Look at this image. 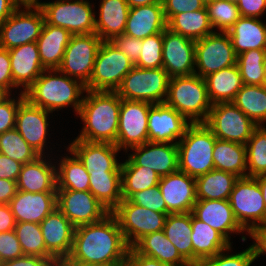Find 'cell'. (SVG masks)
Wrapping results in <instances>:
<instances>
[{
	"instance_id": "31",
	"label": "cell",
	"mask_w": 266,
	"mask_h": 266,
	"mask_svg": "<svg viewBox=\"0 0 266 266\" xmlns=\"http://www.w3.org/2000/svg\"><path fill=\"white\" fill-rule=\"evenodd\" d=\"M99 19H95V33L102 41H110L124 34L130 11L126 0H102Z\"/></svg>"
},
{
	"instance_id": "2",
	"label": "cell",
	"mask_w": 266,
	"mask_h": 266,
	"mask_svg": "<svg viewBox=\"0 0 266 266\" xmlns=\"http://www.w3.org/2000/svg\"><path fill=\"white\" fill-rule=\"evenodd\" d=\"M86 92L78 112L85 125L76 139L115 144L122 98L115 91Z\"/></svg>"
},
{
	"instance_id": "55",
	"label": "cell",
	"mask_w": 266,
	"mask_h": 266,
	"mask_svg": "<svg viewBox=\"0 0 266 266\" xmlns=\"http://www.w3.org/2000/svg\"><path fill=\"white\" fill-rule=\"evenodd\" d=\"M14 88L9 51L0 47V89L10 95Z\"/></svg>"
},
{
	"instance_id": "30",
	"label": "cell",
	"mask_w": 266,
	"mask_h": 266,
	"mask_svg": "<svg viewBox=\"0 0 266 266\" xmlns=\"http://www.w3.org/2000/svg\"><path fill=\"white\" fill-rule=\"evenodd\" d=\"M71 37L67 29L44 22L36 42L45 69H57L60 66Z\"/></svg>"
},
{
	"instance_id": "16",
	"label": "cell",
	"mask_w": 266,
	"mask_h": 266,
	"mask_svg": "<svg viewBox=\"0 0 266 266\" xmlns=\"http://www.w3.org/2000/svg\"><path fill=\"white\" fill-rule=\"evenodd\" d=\"M57 208L76 228L102 220L110 213L90 191L57 190Z\"/></svg>"
},
{
	"instance_id": "29",
	"label": "cell",
	"mask_w": 266,
	"mask_h": 266,
	"mask_svg": "<svg viewBox=\"0 0 266 266\" xmlns=\"http://www.w3.org/2000/svg\"><path fill=\"white\" fill-rule=\"evenodd\" d=\"M42 157L22 165L17 179L18 190L31 193L57 192L56 168Z\"/></svg>"
},
{
	"instance_id": "28",
	"label": "cell",
	"mask_w": 266,
	"mask_h": 266,
	"mask_svg": "<svg viewBox=\"0 0 266 266\" xmlns=\"http://www.w3.org/2000/svg\"><path fill=\"white\" fill-rule=\"evenodd\" d=\"M191 228L193 266H196L202 260L219 254L221 251L231 250V243L209 224L197 219L192 212Z\"/></svg>"
},
{
	"instance_id": "68",
	"label": "cell",
	"mask_w": 266,
	"mask_h": 266,
	"mask_svg": "<svg viewBox=\"0 0 266 266\" xmlns=\"http://www.w3.org/2000/svg\"><path fill=\"white\" fill-rule=\"evenodd\" d=\"M263 68H264V75H265V78H266V55H265V58H264Z\"/></svg>"
},
{
	"instance_id": "56",
	"label": "cell",
	"mask_w": 266,
	"mask_h": 266,
	"mask_svg": "<svg viewBox=\"0 0 266 266\" xmlns=\"http://www.w3.org/2000/svg\"><path fill=\"white\" fill-rule=\"evenodd\" d=\"M241 17L258 18L266 11V0H237Z\"/></svg>"
},
{
	"instance_id": "34",
	"label": "cell",
	"mask_w": 266,
	"mask_h": 266,
	"mask_svg": "<svg viewBox=\"0 0 266 266\" xmlns=\"http://www.w3.org/2000/svg\"><path fill=\"white\" fill-rule=\"evenodd\" d=\"M204 80L212 104L232 102L243 86L237 64L211 73Z\"/></svg>"
},
{
	"instance_id": "58",
	"label": "cell",
	"mask_w": 266,
	"mask_h": 266,
	"mask_svg": "<svg viewBox=\"0 0 266 266\" xmlns=\"http://www.w3.org/2000/svg\"><path fill=\"white\" fill-rule=\"evenodd\" d=\"M56 260V258L24 255L14 260L1 263L0 266H54Z\"/></svg>"
},
{
	"instance_id": "60",
	"label": "cell",
	"mask_w": 266,
	"mask_h": 266,
	"mask_svg": "<svg viewBox=\"0 0 266 266\" xmlns=\"http://www.w3.org/2000/svg\"><path fill=\"white\" fill-rule=\"evenodd\" d=\"M249 235L256 241L251 245L256 259L262 253H266V224L253 228L249 231Z\"/></svg>"
},
{
	"instance_id": "43",
	"label": "cell",
	"mask_w": 266,
	"mask_h": 266,
	"mask_svg": "<svg viewBox=\"0 0 266 266\" xmlns=\"http://www.w3.org/2000/svg\"><path fill=\"white\" fill-rule=\"evenodd\" d=\"M24 255L55 258L44 243L40 225L33 222L16 223L14 228Z\"/></svg>"
},
{
	"instance_id": "20",
	"label": "cell",
	"mask_w": 266,
	"mask_h": 266,
	"mask_svg": "<svg viewBox=\"0 0 266 266\" xmlns=\"http://www.w3.org/2000/svg\"><path fill=\"white\" fill-rule=\"evenodd\" d=\"M158 187L166 203L167 215L192 212L197 201L195 178L178 170L162 176Z\"/></svg>"
},
{
	"instance_id": "32",
	"label": "cell",
	"mask_w": 266,
	"mask_h": 266,
	"mask_svg": "<svg viewBox=\"0 0 266 266\" xmlns=\"http://www.w3.org/2000/svg\"><path fill=\"white\" fill-rule=\"evenodd\" d=\"M227 33L237 55L249 50H266V25L258 18L240 17Z\"/></svg>"
},
{
	"instance_id": "18",
	"label": "cell",
	"mask_w": 266,
	"mask_h": 266,
	"mask_svg": "<svg viewBox=\"0 0 266 266\" xmlns=\"http://www.w3.org/2000/svg\"><path fill=\"white\" fill-rule=\"evenodd\" d=\"M163 69L168 76L195 74V41L166 28L163 31Z\"/></svg>"
},
{
	"instance_id": "61",
	"label": "cell",
	"mask_w": 266,
	"mask_h": 266,
	"mask_svg": "<svg viewBox=\"0 0 266 266\" xmlns=\"http://www.w3.org/2000/svg\"><path fill=\"white\" fill-rule=\"evenodd\" d=\"M17 191L16 181L0 179V204H9Z\"/></svg>"
},
{
	"instance_id": "69",
	"label": "cell",
	"mask_w": 266,
	"mask_h": 266,
	"mask_svg": "<svg viewBox=\"0 0 266 266\" xmlns=\"http://www.w3.org/2000/svg\"><path fill=\"white\" fill-rule=\"evenodd\" d=\"M7 94L5 92H3L1 89H0V100L2 98H4Z\"/></svg>"
},
{
	"instance_id": "4",
	"label": "cell",
	"mask_w": 266,
	"mask_h": 266,
	"mask_svg": "<svg viewBox=\"0 0 266 266\" xmlns=\"http://www.w3.org/2000/svg\"><path fill=\"white\" fill-rule=\"evenodd\" d=\"M165 103L190 123H204L213 105L204 78L197 74L171 77Z\"/></svg>"
},
{
	"instance_id": "6",
	"label": "cell",
	"mask_w": 266,
	"mask_h": 266,
	"mask_svg": "<svg viewBox=\"0 0 266 266\" xmlns=\"http://www.w3.org/2000/svg\"><path fill=\"white\" fill-rule=\"evenodd\" d=\"M169 79L163 68L148 69L134 66L115 92L125 100L151 104L165 103Z\"/></svg>"
},
{
	"instance_id": "7",
	"label": "cell",
	"mask_w": 266,
	"mask_h": 266,
	"mask_svg": "<svg viewBox=\"0 0 266 266\" xmlns=\"http://www.w3.org/2000/svg\"><path fill=\"white\" fill-rule=\"evenodd\" d=\"M229 202L235 219L248 233L253 228L266 224V205L255 177H239Z\"/></svg>"
},
{
	"instance_id": "66",
	"label": "cell",
	"mask_w": 266,
	"mask_h": 266,
	"mask_svg": "<svg viewBox=\"0 0 266 266\" xmlns=\"http://www.w3.org/2000/svg\"><path fill=\"white\" fill-rule=\"evenodd\" d=\"M54 266H91V265L80 264L78 262L69 260L68 258H63L56 260L54 262Z\"/></svg>"
},
{
	"instance_id": "14",
	"label": "cell",
	"mask_w": 266,
	"mask_h": 266,
	"mask_svg": "<svg viewBox=\"0 0 266 266\" xmlns=\"http://www.w3.org/2000/svg\"><path fill=\"white\" fill-rule=\"evenodd\" d=\"M18 7L13 14L0 25V47L12 49L26 43L36 42L45 22L40 7ZM34 11V12H33Z\"/></svg>"
},
{
	"instance_id": "27",
	"label": "cell",
	"mask_w": 266,
	"mask_h": 266,
	"mask_svg": "<svg viewBox=\"0 0 266 266\" xmlns=\"http://www.w3.org/2000/svg\"><path fill=\"white\" fill-rule=\"evenodd\" d=\"M166 28L167 21L164 16L163 4L153 3L130 8L124 34L144 39L161 33Z\"/></svg>"
},
{
	"instance_id": "46",
	"label": "cell",
	"mask_w": 266,
	"mask_h": 266,
	"mask_svg": "<svg viewBox=\"0 0 266 266\" xmlns=\"http://www.w3.org/2000/svg\"><path fill=\"white\" fill-rule=\"evenodd\" d=\"M0 153L22 164L41 156L23 139L16 128L0 134Z\"/></svg>"
},
{
	"instance_id": "15",
	"label": "cell",
	"mask_w": 266,
	"mask_h": 266,
	"mask_svg": "<svg viewBox=\"0 0 266 266\" xmlns=\"http://www.w3.org/2000/svg\"><path fill=\"white\" fill-rule=\"evenodd\" d=\"M152 105L144 101L122 99L115 143L119 149L126 150L148 142V113Z\"/></svg>"
},
{
	"instance_id": "42",
	"label": "cell",
	"mask_w": 266,
	"mask_h": 266,
	"mask_svg": "<svg viewBox=\"0 0 266 266\" xmlns=\"http://www.w3.org/2000/svg\"><path fill=\"white\" fill-rule=\"evenodd\" d=\"M161 177L143 166H121L122 198L128 199L138 191L157 186Z\"/></svg>"
},
{
	"instance_id": "40",
	"label": "cell",
	"mask_w": 266,
	"mask_h": 266,
	"mask_svg": "<svg viewBox=\"0 0 266 266\" xmlns=\"http://www.w3.org/2000/svg\"><path fill=\"white\" fill-rule=\"evenodd\" d=\"M232 103L248 116L256 126L266 122V86L243 85Z\"/></svg>"
},
{
	"instance_id": "10",
	"label": "cell",
	"mask_w": 266,
	"mask_h": 266,
	"mask_svg": "<svg viewBox=\"0 0 266 266\" xmlns=\"http://www.w3.org/2000/svg\"><path fill=\"white\" fill-rule=\"evenodd\" d=\"M85 0H57L42 3L45 22L67 29L72 35L95 33V13Z\"/></svg>"
},
{
	"instance_id": "3",
	"label": "cell",
	"mask_w": 266,
	"mask_h": 266,
	"mask_svg": "<svg viewBox=\"0 0 266 266\" xmlns=\"http://www.w3.org/2000/svg\"><path fill=\"white\" fill-rule=\"evenodd\" d=\"M58 74L60 72L57 69L44 70L24 92L25 98L31 104L49 112L72 105L78 113L83 101V98H79L86 92L85 85L74 77L71 78L64 73H61L62 76Z\"/></svg>"
},
{
	"instance_id": "57",
	"label": "cell",
	"mask_w": 266,
	"mask_h": 266,
	"mask_svg": "<svg viewBox=\"0 0 266 266\" xmlns=\"http://www.w3.org/2000/svg\"><path fill=\"white\" fill-rule=\"evenodd\" d=\"M22 165V163L0 153V179H8L17 182Z\"/></svg>"
},
{
	"instance_id": "63",
	"label": "cell",
	"mask_w": 266,
	"mask_h": 266,
	"mask_svg": "<svg viewBox=\"0 0 266 266\" xmlns=\"http://www.w3.org/2000/svg\"><path fill=\"white\" fill-rule=\"evenodd\" d=\"M18 8L13 0H0V25Z\"/></svg>"
},
{
	"instance_id": "45",
	"label": "cell",
	"mask_w": 266,
	"mask_h": 266,
	"mask_svg": "<svg viewBox=\"0 0 266 266\" xmlns=\"http://www.w3.org/2000/svg\"><path fill=\"white\" fill-rule=\"evenodd\" d=\"M266 50H249L237 55V66L243 85H265L264 58Z\"/></svg>"
},
{
	"instance_id": "22",
	"label": "cell",
	"mask_w": 266,
	"mask_h": 266,
	"mask_svg": "<svg viewBox=\"0 0 266 266\" xmlns=\"http://www.w3.org/2000/svg\"><path fill=\"white\" fill-rule=\"evenodd\" d=\"M51 113L31 104L26 98L19 104L15 128L23 139L41 156L46 145L47 116Z\"/></svg>"
},
{
	"instance_id": "52",
	"label": "cell",
	"mask_w": 266,
	"mask_h": 266,
	"mask_svg": "<svg viewBox=\"0 0 266 266\" xmlns=\"http://www.w3.org/2000/svg\"><path fill=\"white\" fill-rule=\"evenodd\" d=\"M24 256L14 230L0 232V264Z\"/></svg>"
},
{
	"instance_id": "41",
	"label": "cell",
	"mask_w": 266,
	"mask_h": 266,
	"mask_svg": "<svg viewBox=\"0 0 266 266\" xmlns=\"http://www.w3.org/2000/svg\"><path fill=\"white\" fill-rule=\"evenodd\" d=\"M65 157L56 170L57 190L89 191L90 176L79 158Z\"/></svg>"
},
{
	"instance_id": "1",
	"label": "cell",
	"mask_w": 266,
	"mask_h": 266,
	"mask_svg": "<svg viewBox=\"0 0 266 266\" xmlns=\"http://www.w3.org/2000/svg\"><path fill=\"white\" fill-rule=\"evenodd\" d=\"M115 216L75 228L69 260L91 266H125L129 251Z\"/></svg>"
},
{
	"instance_id": "13",
	"label": "cell",
	"mask_w": 266,
	"mask_h": 266,
	"mask_svg": "<svg viewBox=\"0 0 266 266\" xmlns=\"http://www.w3.org/2000/svg\"><path fill=\"white\" fill-rule=\"evenodd\" d=\"M237 64V54L227 32H214L195 41V65L202 78Z\"/></svg>"
},
{
	"instance_id": "48",
	"label": "cell",
	"mask_w": 266,
	"mask_h": 266,
	"mask_svg": "<svg viewBox=\"0 0 266 266\" xmlns=\"http://www.w3.org/2000/svg\"><path fill=\"white\" fill-rule=\"evenodd\" d=\"M143 49L134 66L139 68H163V32L142 39Z\"/></svg>"
},
{
	"instance_id": "54",
	"label": "cell",
	"mask_w": 266,
	"mask_h": 266,
	"mask_svg": "<svg viewBox=\"0 0 266 266\" xmlns=\"http://www.w3.org/2000/svg\"><path fill=\"white\" fill-rule=\"evenodd\" d=\"M164 16L168 22L174 15L203 9L202 0H162Z\"/></svg>"
},
{
	"instance_id": "37",
	"label": "cell",
	"mask_w": 266,
	"mask_h": 266,
	"mask_svg": "<svg viewBox=\"0 0 266 266\" xmlns=\"http://www.w3.org/2000/svg\"><path fill=\"white\" fill-rule=\"evenodd\" d=\"M214 169L246 177V145L216 139L213 149Z\"/></svg>"
},
{
	"instance_id": "21",
	"label": "cell",
	"mask_w": 266,
	"mask_h": 266,
	"mask_svg": "<svg viewBox=\"0 0 266 266\" xmlns=\"http://www.w3.org/2000/svg\"><path fill=\"white\" fill-rule=\"evenodd\" d=\"M16 223L40 224L57 208L56 192L31 193L18 190L8 204Z\"/></svg>"
},
{
	"instance_id": "25",
	"label": "cell",
	"mask_w": 266,
	"mask_h": 266,
	"mask_svg": "<svg viewBox=\"0 0 266 266\" xmlns=\"http://www.w3.org/2000/svg\"><path fill=\"white\" fill-rule=\"evenodd\" d=\"M192 214L218 231L229 243L231 232L245 231L235 219L229 200H197Z\"/></svg>"
},
{
	"instance_id": "19",
	"label": "cell",
	"mask_w": 266,
	"mask_h": 266,
	"mask_svg": "<svg viewBox=\"0 0 266 266\" xmlns=\"http://www.w3.org/2000/svg\"><path fill=\"white\" fill-rule=\"evenodd\" d=\"M190 124L166 103L153 104L148 113V141L177 144V138L180 140L184 136Z\"/></svg>"
},
{
	"instance_id": "49",
	"label": "cell",
	"mask_w": 266,
	"mask_h": 266,
	"mask_svg": "<svg viewBox=\"0 0 266 266\" xmlns=\"http://www.w3.org/2000/svg\"><path fill=\"white\" fill-rule=\"evenodd\" d=\"M223 252L221 251L211 258L202 260L196 266H250L255 260L251 246L243 252L232 255H224Z\"/></svg>"
},
{
	"instance_id": "36",
	"label": "cell",
	"mask_w": 266,
	"mask_h": 266,
	"mask_svg": "<svg viewBox=\"0 0 266 266\" xmlns=\"http://www.w3.org/2000/svg\"><path fill=\"white\" fill-rule=\"evenodd\" d=\"M238 178L233 173L216 169L195 178L197 200H229Z\"/></svg>"
},
{
	"instance_id": "39",
	"label": "cell",
	"mask_w": 266,
	"mask_h": 266,
	"mask_svg": "<svg viewBox=\"0 0 266 266\" xmlns=\"http://www.w3.org/2000/svg\"><path fill=\"white\" fill-rule=\"evenodd\" d=\"M167 28L194 41L214 33L206 6L203 9L174 15Z\"/></svg>"
},
{
	"instance_id": "70",
	"label": "cell",
	"mask_w": 266,
	"mask_h": 266,
	"mask_svg": "<svg viewBox=\"0 0 266 266\" xmlns=\"http://www.w3.org/2000/svg\"><path fill=\"white\" fill-rule=\"evenodd\" d=\"M204 3H205V5L207 4V3H210V2H212L213 0H202Z\"/></svg>"
},
{
	"instance_id": "59",
	"label": "cell",
	"mask_w": 266,
	"mask_h": 266,
	"mask_svg": "<svg viewBox=\"0 0 266 266\" xmlns=\"http://www.w3.org/2000/svg\"><path fill=\"white\" fill-rule=\"evenodd\" d=\"M125 266H172L156 259L138 253L133 247L129 248Z\"/></svg>"
},
{
	"instance_id": "5",
	"label": "cell",
	"mask_w": 266,
	"mask_h": 266,
	"mask_svg": "<svg viewBox=\"0 0 266 266\" xmlns=\"http://www.w3.org/2000/svg\"><path fill=\"white\" fill-rule=\"evenodd\" d=\"M216 139L204 123H191L177 143L179 170L193 178L213 170Z\"/></svg>"
},
{
	"instance_id": "67",
	"label": "cell",
	"mask_w": 266,
	"mask_h": 266,
	"mask_svg": "<svg viewBox=\"0 0 266 266\" xmlns=\"http://www.w3.org/2000/svg\"><path fill=\"white\" fill-rule=\"evenodd\" d=\"M255 178L258 181L266 205V174L256 176Z\"/></svg>"
},
{
	"instance_id": "35",
	"label": "cell",
	"mask_w": 266,
	"mask_h": 266,
	"mask_svg": "<svg viewBox=\"0 0 266 266\" xmlns=\"http://www.w3.org/2000/svg\"><path fill=\"white\" fill-rule=\"evenodd\" d=\"M89 191L110 212L123 200L121 171L88 172Z\"/></svg>"
},
{
	"instance_id": "38",
	"label": "cell",
	"mask_w": 266,
	"mask_h": 266,
	"mask_svg": "<svg viewBox=\"0 0 266 266\" xmlns=\"http://www.w3.org/2000/svg\"><path fill=\"white\" fill-rule=\"evenodd\" d=\"M163 231L180 255L193 266L191 212L168 214Z\"/></svg>"
},
{
	"instance_id": "65",
	"label": "cell",
	"mask_w": 266,
	"mask_h": 266,
	"mask_svg": "<svg viewBox=\"0 0 266 266\" xmlns=\"http://www.w3.org/2000/svg\"><path fill=\"white\" fill-rule=\"evenodd\" d=\"M14 3L20 7L23 5L24 7H40L42 5V2H39L38 0H13Z\"/></svg>"
},
{
	"instance_id": "26",
	"label": "cell",
	"mask_w": 266,
	"mask_h": 266,
	"mask_svg": "<svg viewBox=\"0 0 266 266\" xmlns=\"http://www.w3.org/2000/svg\"><path fill=\"white\" fill-rule=\"evenodd\" d=\"M8 51L14 87L23 86L24 93L46 70L40 60L37 42L26 43Z\"/></svg>"
},
{
	"instance_id": "51",
	"label": "cell",
	"mask_w": 266,
	"mask_h": 266,
	"mask_svg": "<svg viewBox=\"0 0 266 266\" xmlns=\"http://www.w3.org/2000/svg\"><path fill=\"white\" fill-rule=\"evenodd\" d=\"M9 97L10 95L7 94L0 100V134L15 128L19 104L25 99L23 92H21L18 101Z\"/></svg>"
},
{
	"instance_id": "8",
	"label": "cell",
	"mask_w": 266,
	"mask_h": 266,
	"mask_svg": "<svg viewBox=\"0 0 266 266\" xmlns=\"http://www.w3.org/2000/svg\"><path fill=\"white\" fill-rule=\"evenodd\" d=\"M134 64L110 41H102L86 90L116 91Z\"/></svg>"
},
{
	"instance_id": "12",
	"label": "cell",
	"mask_w": 266,
	"mask_h": 266,
	"mask_svg": "<svg viewBox=\"0 0 266 266\" xmlns=\"http://www.w3.org/2000/svg\"><path fill=\"white\" fill-rule=\"evenodd\" d=\"M102 39L96 34L72 35L57 70L86 85L92 75Z\"/></svg>"
},
{
	"instance_id": "24",
	"label": "cell",
	"mask_w": 266,
	"mask_h": 266,
	"mask_svg": "<svg viewBox=\"0 0 266 266\" xmlns=\"http://www.w3.org/2000/svg\"><path fill=\"white\" fill-rule=\"evenodd\" d=\"M46 249L58 260L70 255L75 227L56 208L40 224Z\"/></svg>"
},
{
	"instance_id": "47",
	"label": "cell",
	"mask_w": 266,
	"mask_h": 266,
	"mask_svg": "<svg viewBox=\"0 0 266 266\" xmlns=\"http://www.w3.org/2000/svg\"><path fill=\"white\" fill-rule=\"evenodd\" d=\"M209 20L213 28L227 32L241 17L236 1L213 0L206 4Z\"/></svg>"
},
{
	"instance_id": "17",
	"label": "cell",
	"mask_w": 266,
	"mask_h": 266,
	"mask_svg": "<svg viewBox=\"0 0 266 266\" xmlns=\"http://www.w3.org/2000/svg\"><path fill=\"white\" fill-rule=\"evenodd\" d=\"M149 147V148H148ZM131 154L121 166H143L154 170L160 177L179 170L178 148L176 143L148 141L130 148Z\"/></svg>"
},
{
	"instance_id": "53",
	"label": "cell",
	"mask_w": 266,
	"mask_h": 266,
	"mask_svg": "<svg viewBox=\"0 0 266 266\" xmlns=\"http://www.w3.org/2000/svg\"><path fill=\"white\" fill-rule=\"evenodd\" d=\"M110 42L114 47L123 52L133 64L138 61L141 50L143 49L142 39L121 34L112 38Z\"/></svg>"
},
{
	"instance_id": "9",
	"label": "cell",
	"mask_w": 266,
	"mask_h": 266,
	"mask_svg": "<svg viewBox=\"0 0 266 266\" xmlns=\"http://www.w3.org/2000/svg\"><path fill=\"white\" fill-rule=\"evenodd\" d=\"M204 124L217 139L245 145L251 138L255 123L232 102L212 105Z\"/></svg>"
},
{
	"instance_id": "11",
	"label": "cell",
	"mask_w": 266,
	"mask_h": 266,
	"mask_svg": "<svg viewBox=\"0 0 266 266\" xmlns=\"http://www.w3.org/2000/svg\"><path fill=\"white\" fill-rule=\"evenodd\" d=\"M111 213L117 219L130 248L145 235L163 230L167 216L136 205L128 199H123Z\"/></svg>"
},
{
	"instance_id": "44",
	"label": "cell",
	"mask_w": 266,
	"mask_h": 266,
	"mask_svg": "<svg viewBox=\"0 0 266 266\" xmlns=\"http://www.w3.org/2000/svg\"><path fill=\"white\" fill-rule=\"evenodd\" d=\"M246 145L247 176L266 174V128L257 126ZM249 164V166H248Z\"/></svg>"
},
{
	"instance_id": "23",
	"label": "cell",
	"mask_w": 266,
	"mask_h": 266,
	"mask_svg": "<svg viewBox=\"0 0 266 266\" xmlns=\"http://www.w3.org/2000/svg\"><path fill=\"white\" fill-rule=\"evenodd\" d=\"M69 152L75 154L88 172L121 171L116 153L120 150L108 142H89L75 139L69 146Z\"/></svg>"
},
{
	"instance_id": "33",
	"label": "cell",
	"mask_w": 266,
	"mask_h": 266,
	"mask_svg": "<svg viewBox=\"0 0 266 266\" xmlns=\"http://www.w3.org/2000/svg\"><path fill=\"white\" fill-rule=\"evenodd\" d=\"M133 248L140 254L172 266H191L165 236L163 230L141 238Z\"/></svg>"
},
{
	"instance_id": "62",
	"label": "cell",
	"mask_w": 266,
	"mask_h": 266,
	"mask_svg": "<svg viewBox=\"0 0 266 266\" xmlns=\"http://www.w3.org/2000/svg\"><path fill=\"white\" fill-rule=\"evenodd\" d=\"M16 221L8 204H0V232L14 230Z\"/></svg>"
},
{
	"instance_id": "64",
	"label": "cell",
	"mask_w": 266,
	"mask_h": 266,
	"mask_svg": "<svg viewBox=\"0 0 266 266\" xmlns=\"http://www.w3.org/2000/svg\"><path fill=\"white\" fill-rule=\"evenodd\" d=\"M126 2L129 5V8H133L136 6L150 5L153 3H162V0H126Z\"/></svg>"
},
{
	"instance_id": "50",
	"label": "cell",
	"mask_w": 266,
	"mask_h": 266,
	"mask_svg": "<svg viewBox=\"0 0 266 266\" xmlns=\"http://www.w3.org/2000/svg\"><path fill=\"white\" fill-rule=\"evenodd\" d=\"M128 200L151 211L165 213L167 215L166 203L158 185L135 192Z\"/></svg>"
}]
</instances>
